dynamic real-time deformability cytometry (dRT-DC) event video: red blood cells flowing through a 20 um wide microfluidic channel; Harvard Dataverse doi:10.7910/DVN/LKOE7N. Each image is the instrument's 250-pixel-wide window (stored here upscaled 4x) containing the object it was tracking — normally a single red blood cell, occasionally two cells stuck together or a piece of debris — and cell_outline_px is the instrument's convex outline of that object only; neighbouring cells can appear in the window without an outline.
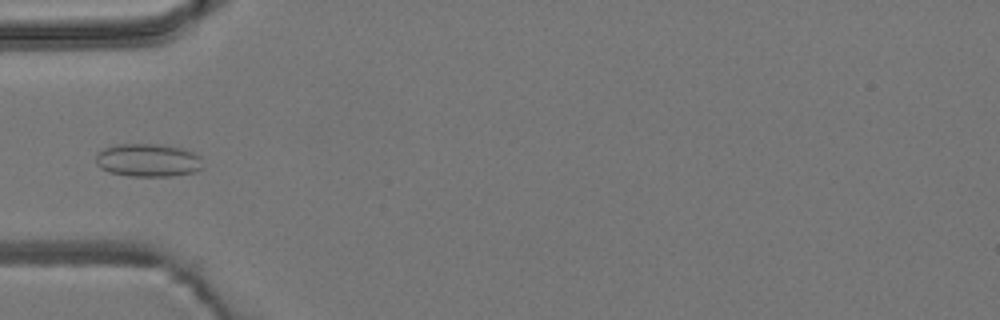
{"species": "common noctule bat (a hibernating species)", "species_latin": "Nyctalus noctula", "temperature_condition": "room temperature", "stored_images_in_passage": 2, "camera_frame_rate_fps": 3000, "um_per_image_px": 0.085, "animal": {"sex": "male", "body_mass_g": 19.2, "forearm_length_mm": 51.8}, "frame": {"image": 1, "passage_image": 2, "time_ms": 1.0, "image_size_px": [1000, 320], "cell_outline_px": [[204, 168], [196, 172], [172, 176], [128, 176], [108, 172], [100, 168], [96, 164], [96, 156], [104, 148], [116, 144], [160, 144], [184, 148], [200, 156]], "centroid_in_image_um": [12.61, 13.62], "position_along_channel_um": 72.4, "area_um2": 20.92}}